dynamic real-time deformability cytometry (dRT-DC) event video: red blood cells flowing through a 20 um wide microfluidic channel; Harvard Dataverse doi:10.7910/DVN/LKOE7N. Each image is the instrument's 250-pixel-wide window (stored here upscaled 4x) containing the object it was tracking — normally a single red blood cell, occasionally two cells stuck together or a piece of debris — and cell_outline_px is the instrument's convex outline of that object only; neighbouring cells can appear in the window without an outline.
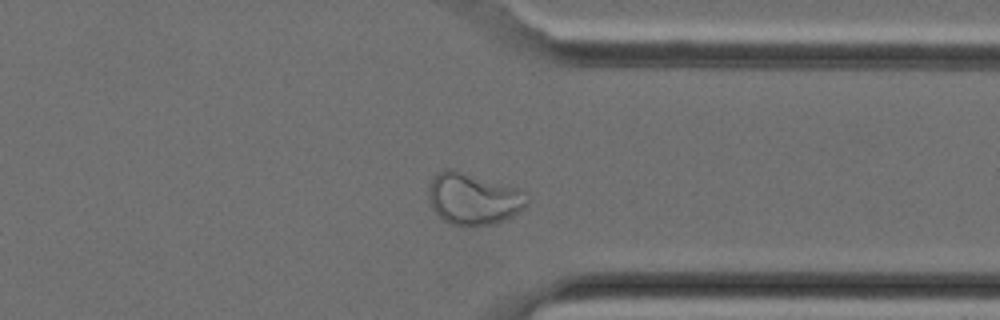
{"species": "Egyptian fruit bat (a non-hibernating species)", "species_latin": "Rousettus aegyptiacus", "temperature_condition": "cold", "stored_images_in_passage": 33, "camera_frame_rate_fps": 3000, "um_per_image_px": 0.085, "animal": {"sex": "female"}, "frame": {"image": 1, "passage_image": 24, "time_ms": 7.667, "image_size_px": [1000, 320], "cell_outline_px": [[528, 204], [520, 212], [496, 224], [472, 228], [460, 228], [444, 220], [432, 208], [428, 196], [428, 184], [432, 176], [436, 172], [444, 168], [452, 168], [516, 188], [528, 200]], "centroid_in_image_um": [40.17, 16.93], "position_along_channel_um": 371.2, "area_um2": 30.17}}
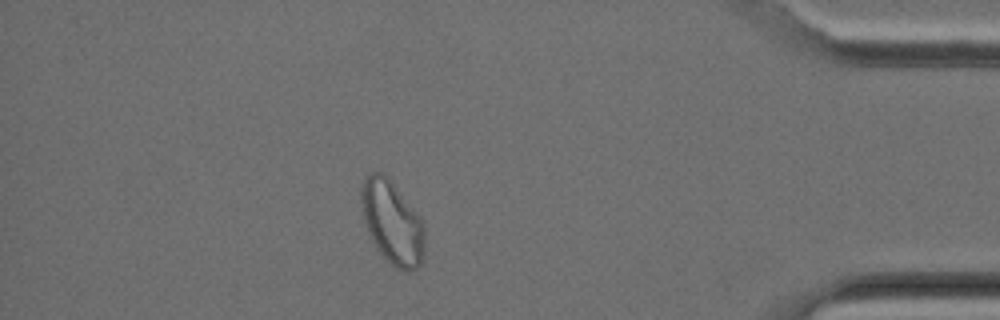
{"frame": {"image": 2, "passage_image": 28, "time_ms": 9.0, "image_size_px": [1000, 320], "cell_outline_px": [[424, 252], [420, 264], [412, 272], [400, 272], [376, 248], [364, 224], [360, 204], [360, 188], [364, 176], [372, 172], [380, 172], [388, 176], [420, 220], [424, 228]], "centroid_in_image_um": [33.29, 18.91], "position_along_channel_um": 401.9, "area_um2": 30.69}}